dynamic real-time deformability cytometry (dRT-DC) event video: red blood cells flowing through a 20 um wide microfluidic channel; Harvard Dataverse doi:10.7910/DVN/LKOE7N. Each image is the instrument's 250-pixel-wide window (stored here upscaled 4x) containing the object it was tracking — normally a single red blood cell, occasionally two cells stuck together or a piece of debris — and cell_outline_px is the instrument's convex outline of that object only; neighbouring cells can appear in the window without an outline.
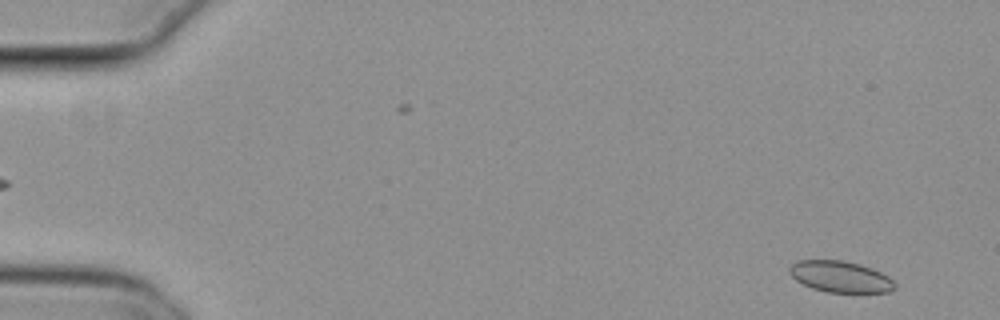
{"species": "common noctule bat (a hibernating species)", "species_latin": "Nyctalus noctula", "temperature_condition": "cold", "stored_images_in_passage": 55, "camera_frame_rate_fps": 3000, "um_per_image_px": 0.085, "animal": {"sex": "female", "body_mass_g": 29.2, "forearm_length_mm": 56.3}, "frame": {"image": 1, "passage_image": 3, "time_ms": 0.667, "image_size_px": [1000, 320], "cell_outline_px": [[896, 288], [888, 292], [828, 292], [812, 288], [796, 280], [788, 272], [788, 268], [796, 260], [844, 260], [860, 264], [872, 268], [888, 276], [896, 284]], "centroid_in_image_um": [71.42, 23.51], "position_along_channel_um": 13.6, "area_um2": 19.25}}
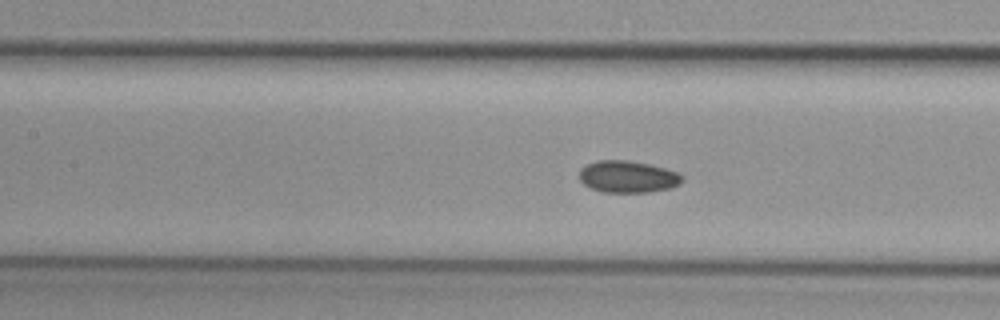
{"frame": {"image": 2, "passage_image": 25, "time_ms": 8.0, "image_size_px": [1000, 320], "cell_outline_px": [[684, 180], [680, 184], [672, 188], [648, 192], [604, 192], [592, 188], [584, 184], [580, 180], [580, 168], [596, 160], [628, 160], [648, 164], [664, 168], [676, 172], [684, 176]], "centroid_in_image_um": [53.38, 15.02], "position_along_channel_um": 154.0, "area_um2": 19.13}}
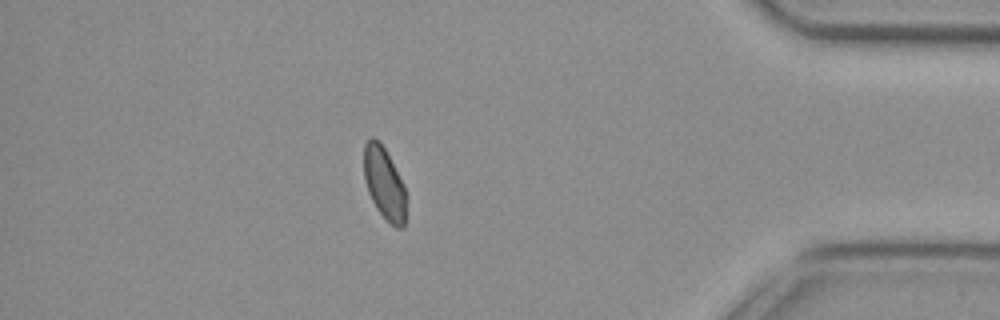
{"frame": {"image": 3, "passage_image": 48, "time_ms": 15.667, "image_size_px": [1000, 320], "cell_outline_px": [[404, 228], [396, 228], [376, 208], [368, 192], [364, 180], [364, 144], [372, 136], [380, 140], [404, 184]], "centroid_in_image_um": [32.63, 15.53], "position_along_channel_um": 402.6, "area_um2": 17.46}, "authors_computed_cell_mechanics": {"area_um2": 18.9584, "velocity_mm_per_s": 3.7656, "shape_relaxation_time_tau1_ms": null, "shape_relaxation_time_tau2_ms": 2.2242, "deformation_change_tau1": null, "deformation_change_tau2": 0.0496}}